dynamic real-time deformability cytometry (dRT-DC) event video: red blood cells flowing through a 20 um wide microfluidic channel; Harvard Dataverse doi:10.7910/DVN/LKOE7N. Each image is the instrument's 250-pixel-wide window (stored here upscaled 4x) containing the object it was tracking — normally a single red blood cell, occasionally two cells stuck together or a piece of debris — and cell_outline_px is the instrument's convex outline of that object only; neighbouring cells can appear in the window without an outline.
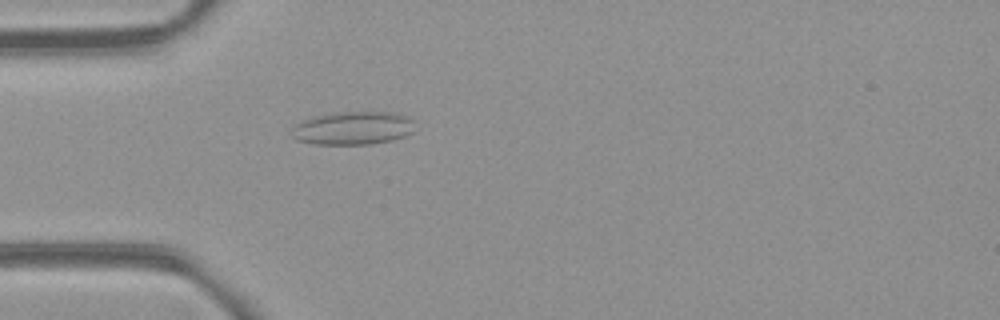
{"species": "common noctule bat (a hibernating species)", "species_latin": "Nyctalus noctula", "temperature_condition": "room temperature", "stored_images_in_passage": 53, "camera_frame_rate_fps": 3000, "um_per_image_px": 0.085, "animal": {"sex": "female", "body_mass_g": 21.9}, "frame": {"image": 1, "passage_image": 16, "time_ms": 5.0, "image_size_px": [1000, 320], "cell_outline_px": [[412, 132], [404, 136], [392, 140], [372, 144], [316, 144], [296, 140], [292, 136], [292, 128], [296, 124], [312, 116], [332, 112], [396, 112], [408, 116], [412, 120]], "centroid_in_image_um": [29.98, 10.88], "position_along_channel_um": 55.0, "area_um2": 23.93}}
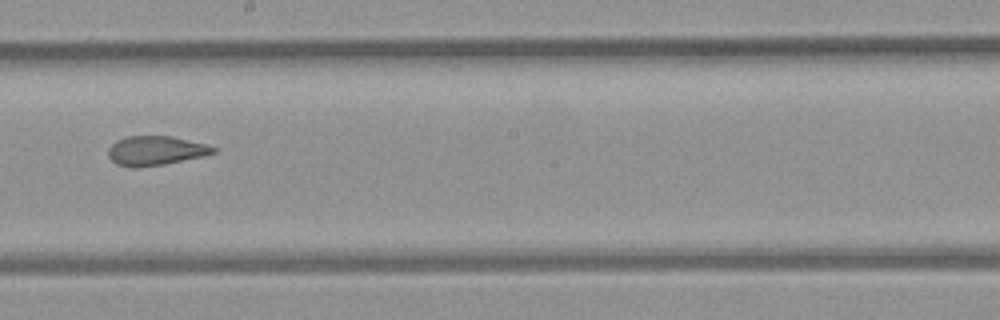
{"frame": {"image": 2, "passage_image": 30, "time_ms": 9.667, "image_size_px": [1000, 320], "cell_outline_px": [[220, 152], [204, 156], [164, 164], [136, 168], [116, 164], [108, 156], [108, 148], [116, 140], [128, 136], [172, 136], [208, 144], [216, 148]], "centroid_in_image_um": [13.27, 12.8], "position_along_channel_um": 234.9, "area_um2": 18.15}}
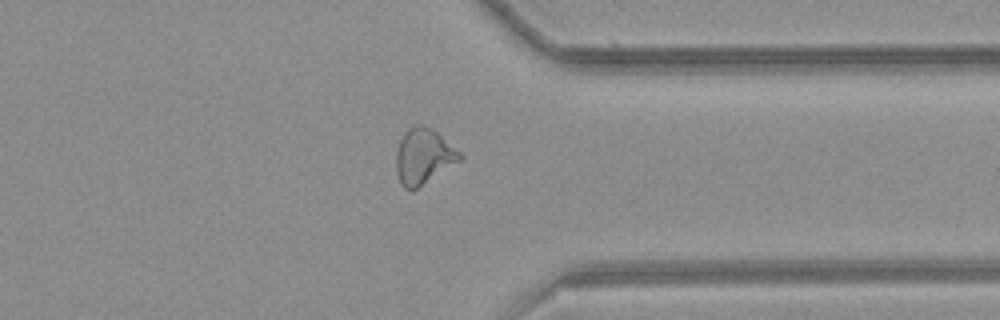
{"frame": {"image": 3, "passage_image": 41, "time_ms": 13.333, "image_size_px": [1000, 320], "cell_outline_px": [[464, 156], [460, 160], [416, 188], [404, 188], [400, 184], [396, 172], [396, 152], [400, 140], [404, 132], [408, 128], [416, 124], [424, 124], [432, 128], [460, 152]], "centroid_in_image_um": [35.97, 13.25], "position_along_channel_um": 375.4, "area_um2": 20.29}, "authors_computed_cell_mechanics": {"area_um2": 20.2878, "velocity_mm_per_s": 3.965, "shape_relaxation_time_tau1_ms": null, "shape_relaxation_time_tau2_ms": 1.6638, "deformation_change_tau1": null, "deformation_change_tau2": 0.095}}